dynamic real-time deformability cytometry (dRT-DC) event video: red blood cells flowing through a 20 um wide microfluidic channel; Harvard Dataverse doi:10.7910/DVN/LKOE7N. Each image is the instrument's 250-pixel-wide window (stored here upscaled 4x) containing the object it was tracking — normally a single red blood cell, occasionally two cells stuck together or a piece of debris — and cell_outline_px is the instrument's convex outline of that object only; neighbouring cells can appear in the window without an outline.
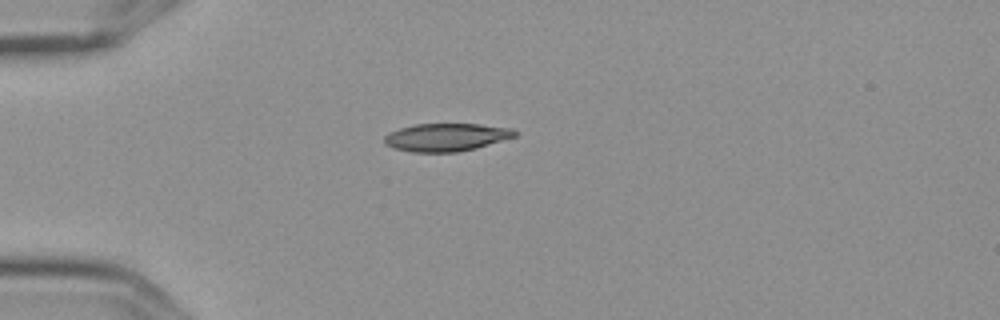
{"species": "Egyptian fruit bat (a non-hibernating species)", "species_latin": "Rousettus aegyptiacus", "temperature_condition": "cold", "stored_images_in_passage": 2, "camera_frame_rate_fps": 3000, "um_per_image_px": 0.085, "frame": {"image": 1, "passage_image": 1, "time_ms": 0.0, "image_size_px": [1000, 320], "cell_outline_px": [[516, 136], [476, 148], [456, 152], [412, 152], [392, 148], [384, 144], [384, 136], [388, 132], [400, 128], [416, 124], [480, 124], [512, 128], [516, 132]], "centroid_in_image_um": [37.89, 11.66], "position_along_channel_um": 47.1, "area_um2": 21.21}}